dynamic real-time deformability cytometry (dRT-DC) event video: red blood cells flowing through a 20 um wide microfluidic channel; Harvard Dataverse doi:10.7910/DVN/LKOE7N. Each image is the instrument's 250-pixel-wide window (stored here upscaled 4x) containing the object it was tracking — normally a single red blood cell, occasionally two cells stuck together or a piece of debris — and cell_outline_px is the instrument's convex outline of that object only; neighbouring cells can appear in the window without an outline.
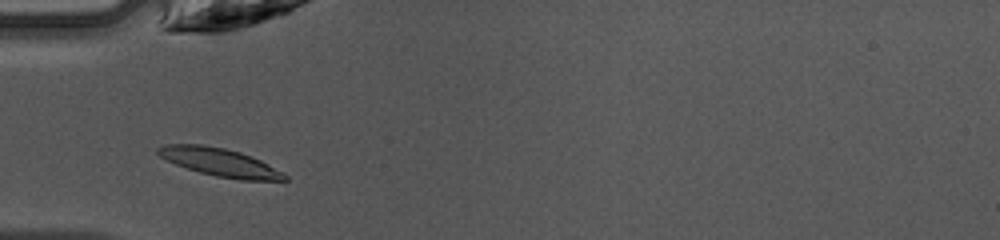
{"species": "common noctule bat (a hibernating species)", "species_latin": "Nyctalus noctula", "temperature_condition": "warm", "stored_images_in_passage": 35, "camera_frame_rate_fps": 3000, "um_per_image_px": 0.085, "animal": {"sex": "female", "body_mass_g": 10.0, "forearm_length_mm": 53.1}, "frame": {"image": 1, "passage_image": 3, "time_ms": 0.667, "image_size_px": [1000, 240], "cell_outline_px": [[288, 180], [240, 180], [216, 176], [200, 172], [176, 164], [160, 156], [156, 152], [156, 148], [164, 144], [204, 144], [224, 148], [240, 152], [252, 156], [284, 172], [288, 176]], "centroid_in_image_um": [18.7, 13.78], "position_along_channel_um": 66.3, "area_um2": 20.69}}
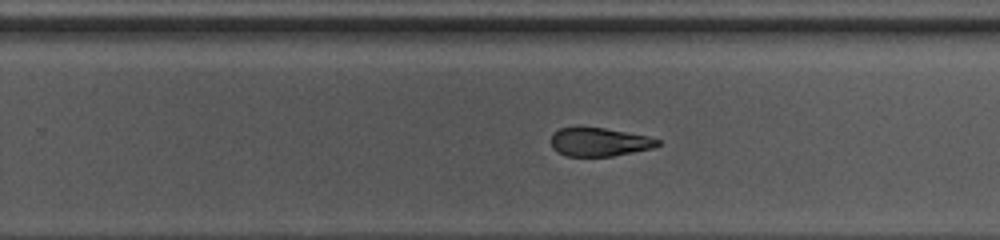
{"frame": {"image": 2, "passage_image": 18, "time_ms": 5.667, "image_size_px": [1000, 240], "cell_outline_px": [[660, 144], [652, 148], [612, 156], [564, 156], [556, 152], [552, 148], [552, 132], [560, 128], [604, 128], [648, 136], [660, 140]], "centroid_in_image_um": [50.91, 12.08], "position_along_channel_um": 278.9, "area_um2": 17.57}}
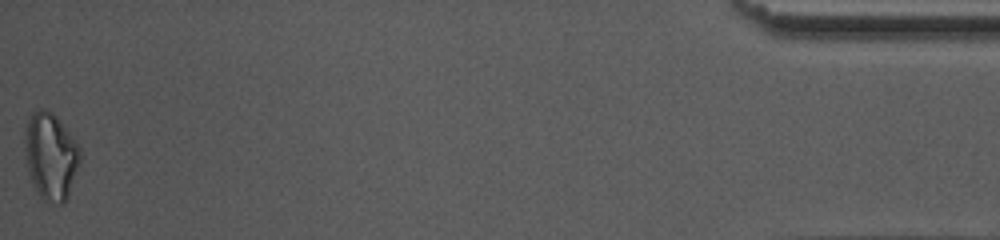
{"frame": {"image": 3, "passage_image": 35, "time_ms": 11.333, "image_size_px": [1000, 240], "cell_outline_px": [[80, 164], [68, 196], [64, 204], [60, 204], [44, 200], [40, 196], [32, 184], [28, 172], [24, 152], [24, 136], [28, 120], [32, 112], [40, 108], [44, 108], [52, 112], [56, 116], [80, 144]], "centroid_in_image_um": [4.32, 13.26], "position_along_channel_um": 430.9, "area_um2": 28.44}, "authors_computed_cell_mechanics": {"area_um2": 19.3052, "velocity_mm_per_s": 4.2555, "shape_relaxation_time_tau1_ms": null, "shape_relaxation_time_tau2_ms": 3.2129, "deformation_change_tau1": null, "deformation_change_tau2": 0.116}}